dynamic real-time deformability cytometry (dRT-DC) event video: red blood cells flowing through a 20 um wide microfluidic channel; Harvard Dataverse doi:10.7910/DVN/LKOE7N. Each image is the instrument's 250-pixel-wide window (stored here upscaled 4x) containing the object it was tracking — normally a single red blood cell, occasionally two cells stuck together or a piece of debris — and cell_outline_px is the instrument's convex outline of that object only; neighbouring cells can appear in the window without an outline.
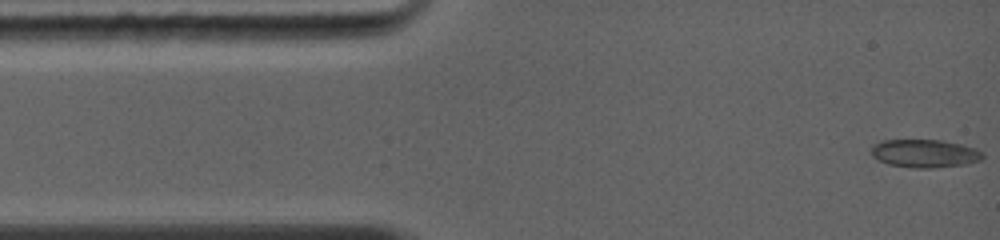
{"species": "common noctule bat (a hibernating species)", "species_latin": "Nyctalus noctula", "temperature_condition": "warm", "stored_images_in_passage": 13, "camera_frame_rate_fps": 5000, "um_per_image_px": 0.085, "animal": {"sex": "female", "body_mass_g": 19.0, "forearm_length_mm": 56.7}, "frame": {"image": 1, "passage_image": 1, "time_ms": 0.0, "image_size_px": [1000, 240], "cell_outline_px": [[984, 156], [976, 160], [956, 164], [892, 164], [880, 160], [872, 152], [872, 144], [880, 140], [944, 140], [960, 144], [972, 148], [980, 152]], "centroid_in_image_um": [78.53, 12.93], "position_along_channel_um": 6.5, "area_um2": 16.3}}
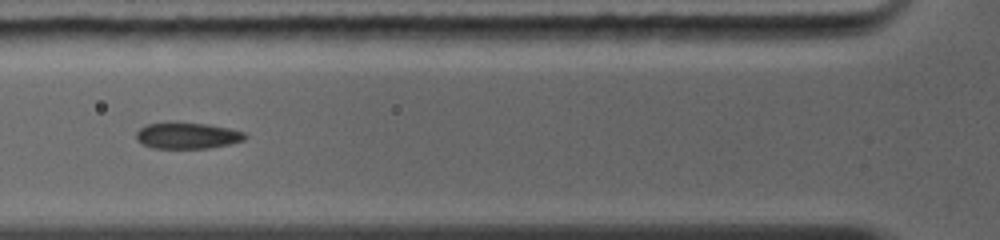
{"frame": {"image": 2, "passage_image": 10, "time_ms": 4.0, "image_size_px": [1000, 240], "cell_outline_px": [[244, 140], [228, 144], [204, 148], [156, 148], [144, 144], [136, 136], [136, 132], [140, 128], [148, 124], [172, 120], [176, 120], [208, 124], [228, 128], [244, 132]], "centroid_in_image_um": [15.89, 11.48], "position_along_channel_um": 109.9, "area_um2": 16.7}}
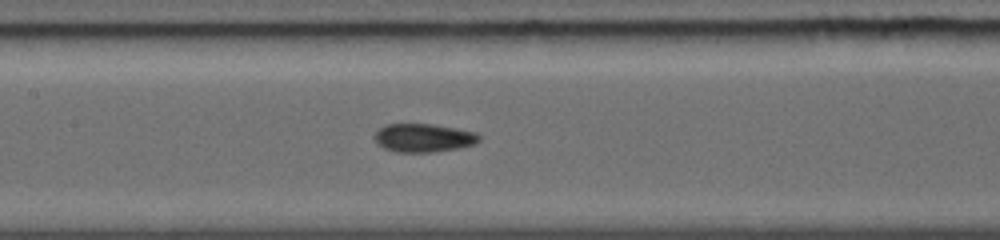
{"frame": {"image": 3, "passage_image": 13, "time_ms": 5.4, "image_size_px": [1000, 240], "cell_outline_px": [[480, 140], [472, 144], [456, 148], [428, 152], [400, 152], [384, 148], [376, 140], [376, 132], [384, 124], [428, 124], [476, 132], [480, 136]], "centroid_in_image_um": [35.99, 11.71], "position_along_channel_um": 171.4, "area_um2": 16.76}}